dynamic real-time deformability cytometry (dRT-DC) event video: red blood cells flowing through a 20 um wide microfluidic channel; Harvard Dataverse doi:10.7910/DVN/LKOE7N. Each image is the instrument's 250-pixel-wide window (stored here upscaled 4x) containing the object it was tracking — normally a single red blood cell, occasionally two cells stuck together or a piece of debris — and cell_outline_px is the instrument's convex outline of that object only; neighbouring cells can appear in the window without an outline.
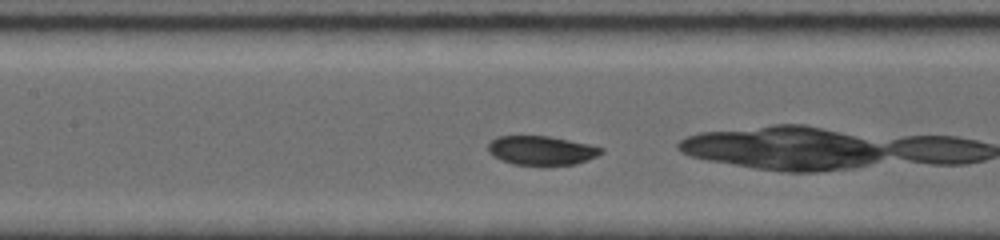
{"species": "common noctule bat (a hibernating species)", "species_latin": "Nyctalus noctula", "temperature_condition": "room temperature", "stored_images_in_passage": 33, "camera_frame_rate_fps": 5000, "um_per_image_px": 0.085, "animal": {"sex": "female", "body_mass_g": 19.0, "forearm_length_mm": 56.7}, "frame": {"image": 1, "passage_image": 10, "time_ms": 2.2, "image_size_px": [1000, 240], "cell_outline_px": [[604, 152], [588, 160], [576, 164], [512, 164], [492, 156], [488, 152], [488, 144], [496, 136], [548, 136], [588, 144], [604, 148]], "centroid_in_image_um": [46.01, 12.78], "position_along_channel_um": 161.4, "area_um2": 18.96}}
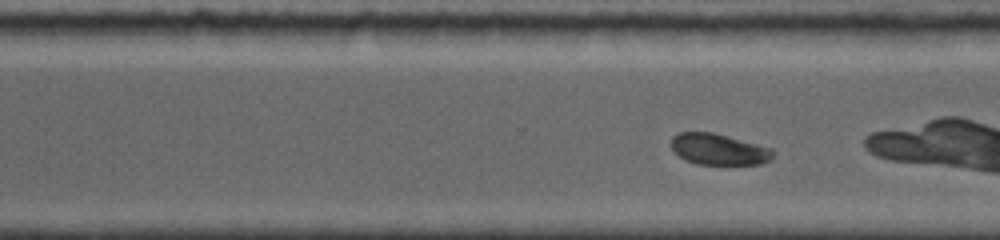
{"frame": {"image": 2, "passage_image": 24, "time_ms": 6.0, "image_size_px": [1000, 240], "cell_outline_px": [[776, 152], [772, 160], [760, 164], [700, 164], [684, 160], [672, 148], [672, 136], [680, 132], [712, 132], [728, 136], [772, 148]], "centroid_in_image_um": [61.14, 12.69], "position_along_channel_um": 309.5, "area_um2": 18.5}}
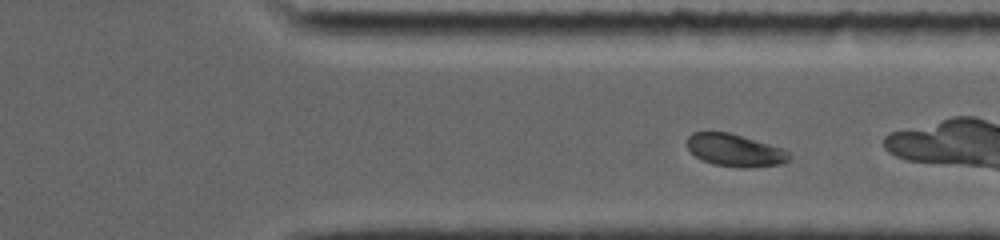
{"frame": {"image": 3, "passage_image": 28, "time_ms": 7.0, "image_size_px": [1000, 240], "cell_outline_px": [[792, 156], [788, 160], [780, 164], [748, 168], [744, 168], [712, 164], [700, 160], [688, 148], [688, 136], [692, 132], [728, 132], [784, 148]], "centroid_in_image_um": [62.48, 12.78], "position_along_channel_um": 348.9, "area_um2": 19.31}}